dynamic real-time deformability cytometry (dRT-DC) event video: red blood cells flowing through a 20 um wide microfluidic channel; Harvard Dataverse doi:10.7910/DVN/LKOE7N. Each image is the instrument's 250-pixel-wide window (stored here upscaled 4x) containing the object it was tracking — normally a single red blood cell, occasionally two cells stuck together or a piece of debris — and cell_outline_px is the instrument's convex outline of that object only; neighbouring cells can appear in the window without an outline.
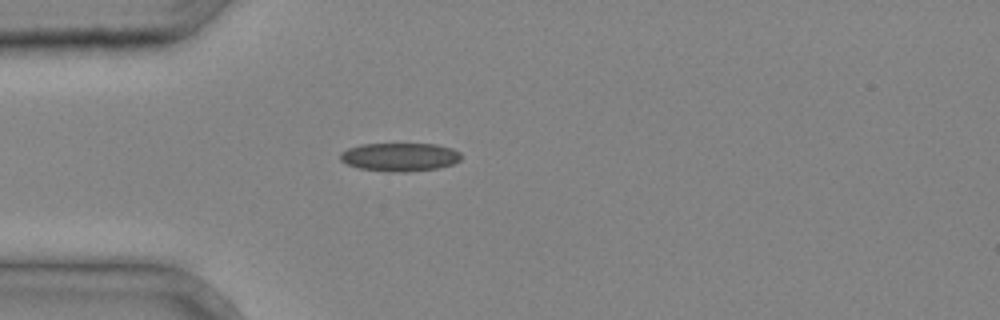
{"species": "common noctule bat (a hibernating species)", "species_latin": "Nyctalus noctula", "temperature_condition": "cold", "stored_images_in_passage": 3, "camera_frame_rate_fps": 3000, "um_per_image_px": 0.085, "animal": {"sex": "male", "body_mass_g": 20.4}, "frame": {"image": 1, "passage_image": 3, "time_ms": 0.667, "image_size_px": [1000, 320], "cell_outline_px": [[460, 160], [452, 164], [436, 168], [404, 172], [388, 172], [360, 168], [348, 164], [340, 160], [340, 152], [348, 148], [360, 144], [436, 144], [452, 148], [460, 152]], "centroid_in_image_um": [33.96, 13.34], "position_along_channel_um": 51.0, "area_um2": 19.94}}